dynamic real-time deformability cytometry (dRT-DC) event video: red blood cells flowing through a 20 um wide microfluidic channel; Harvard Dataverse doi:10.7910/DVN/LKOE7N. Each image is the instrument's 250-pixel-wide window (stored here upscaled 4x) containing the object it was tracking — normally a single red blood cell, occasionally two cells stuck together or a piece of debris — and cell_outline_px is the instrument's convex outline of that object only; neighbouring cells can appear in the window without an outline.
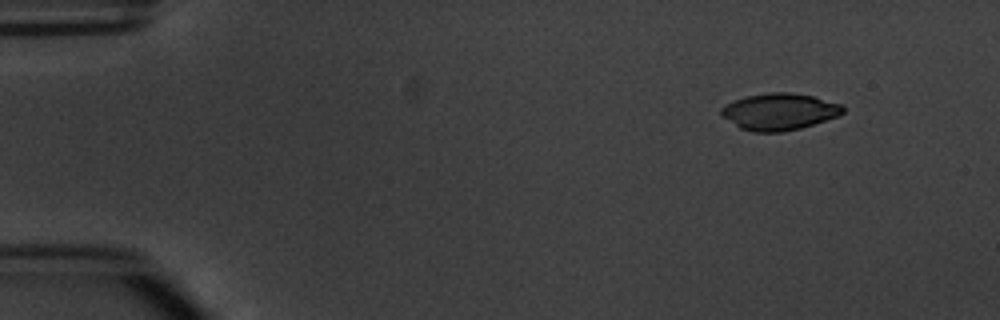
{"species": "common noctule bat (a hibernating species)", "species_latin": "Nyctalus noctula", "temperature_condition": "warm", "stored_images_in_passage": 3, "camera_frame_rate_fps": 3000, "um_per_image_px": 0.085, "animal": {"sex": "male", "body_mass_g": 20.1, "forearm_length_mm": 53.5}, "frame": {"image": 1, "passage_image": 1, "time_ms": 0.0, "image_size_px": [1000, 320], "cell_outline_px": [[844, 112], [840, 116], [800, 128], [784, 132], [752, 132], [740, 128], [720, 116], [720, 108], [724, 104], [748, 96], [768, 92], [788, 92], [812, 96], [840, 104], [844, 108]], "centroid_in_image_um": [66.21, 9.5], "position_along_channel_um": 18.8, "area_um2": 26.13}}
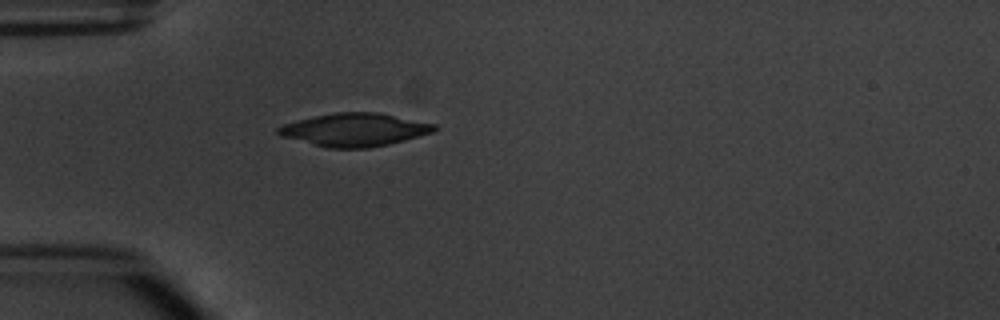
{"frame": {"image": 2, "passage_image": 3, "time_ms": 3.333, "image_size_px": [1000, 320], "cell_outline_px": [[440, 128], [436, 132], [388, 144], [368, 148], [324, 148], [280, 136], [276, 132], [276, 128], [284, 124], [316, 116], [336, 112], [376, 112], [436, 124]], "centroid_in_image_um": [30.16, 11.04], "position_along_channel_um": 54.8, "area_um2": 30.11}}